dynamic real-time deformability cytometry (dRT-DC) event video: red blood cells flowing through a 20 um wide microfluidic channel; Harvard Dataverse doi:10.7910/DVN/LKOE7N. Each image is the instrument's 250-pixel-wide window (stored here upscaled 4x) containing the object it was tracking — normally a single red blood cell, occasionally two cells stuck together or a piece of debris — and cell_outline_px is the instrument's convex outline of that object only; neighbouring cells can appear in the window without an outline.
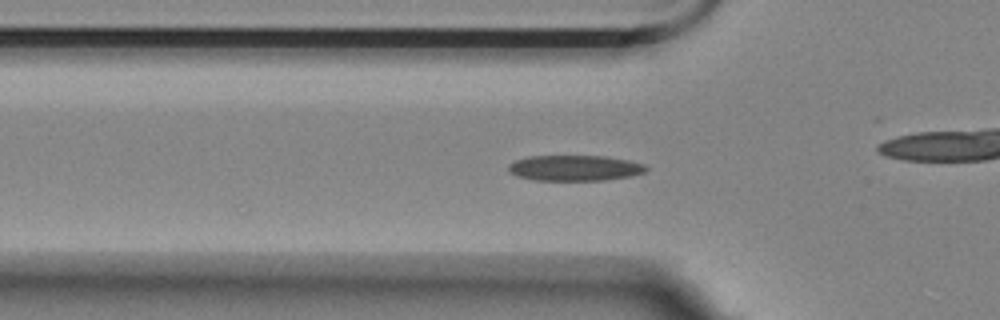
{"species": "Egyptian fruit bat (a non-hibernating species)", "species_latin": "Rousettus aegyptiacus", "temperature_condition": "room temperature", "stored_images_in_passage": 24, "camera_frame_rate_fps": 3000, "um_per_image_px": 0.085, "animal": {"sex": "female"}, "frame": {"image": 1, "passage_image": 9, "time_ms": 2.667, "image_size_px": [1000, 320], "cell_outline_px": [[648, 168], [644, 172], [632, 176], [604, 180], [532, 180], [516, 176], [508, 172], [508, 164], [516, 160], [528, 156], [604, 156], [628, 160], [644, 164]], "centroid_in_image_um": [48.82, 14.28], "position_along_channel_um": 77.0, "area_um2": 20.63}}
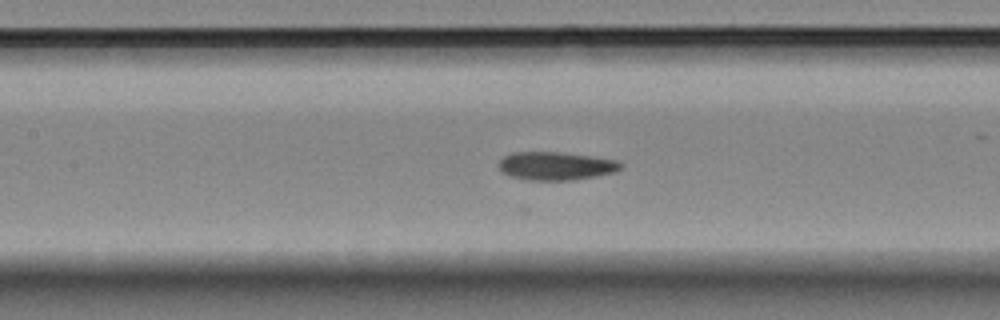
{"frame": {"image": 2, "passage_image": 16, "time_ms": 5.0, "image_size_px": [1000, 320], "cell_outline_px": [[624, 164], [616, 172], [596, 176], [572, 180], [528, 180], [512, 176], [504, 172], [500, 168], [500, 160], [504, 156], [512, 152], [560, 152], [616, 160]], "centroid_in_image_um": [47.27, 14.1], "position_along_channel_um": 160.1, "area_um2": 19.83}}
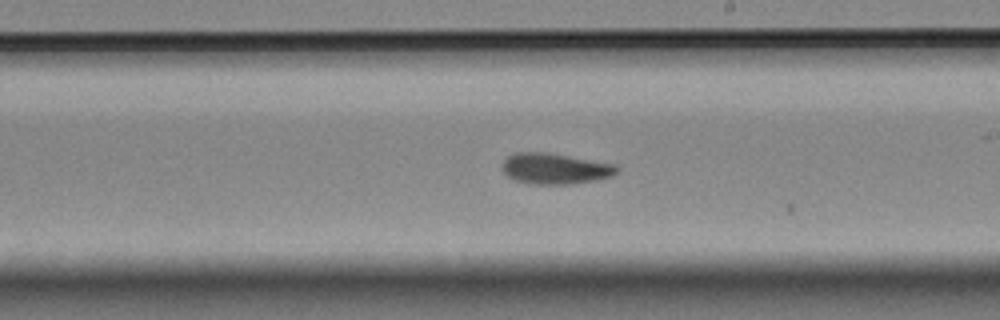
{"frame": {"image": 3, "passage_image": 23, "time_ms": 7.333, "image_size_px": [1000, 320], "cell_outline_px": [[620, 168], [612, 176], [596, 180], [572, 184], [532, 184], [512, 180], [504, 172], [504, 160], [508, 156], [516, 152], [544, 152], [616, 164]], "centroid_in_image_um": [47.19, 14.34], "position_along_channel_um": 241.8, "area_um2": 20.52}}